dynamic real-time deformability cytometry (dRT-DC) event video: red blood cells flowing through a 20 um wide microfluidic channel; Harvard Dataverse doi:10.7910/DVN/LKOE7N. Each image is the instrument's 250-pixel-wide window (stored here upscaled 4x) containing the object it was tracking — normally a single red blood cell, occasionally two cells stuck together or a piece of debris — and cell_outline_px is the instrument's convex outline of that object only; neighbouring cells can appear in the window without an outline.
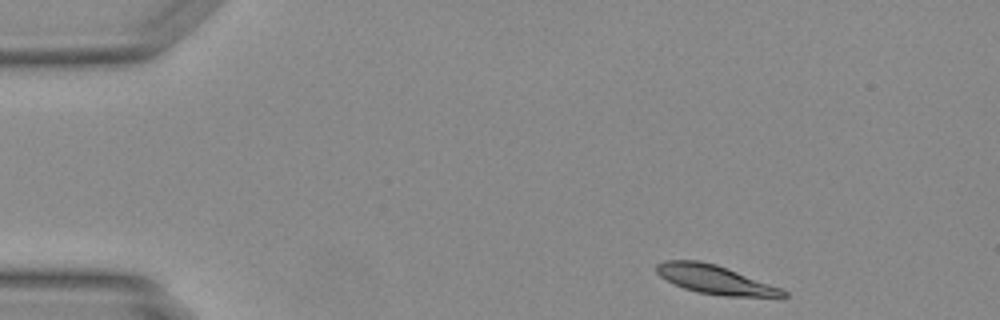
{"species": "Egyptian fruit bat (a non-hibernating species)", "species_latin": "Rousettus aegyptiacus", "temperature_condition": "warm", "stored_images_in_passage": 43, "camera_frame_rate_fps": 3000, "um_per_image_px": 0.085, "animal": {"sex": "female"}, "frame": {"image": 1, "passage_image": 1, "time_ms": 0.0, "image_size_px": [1000, 320], "cell_outline_px": [[788, 296], [780, 300], [724, 296], [696, 292], [684, 288], [660, 276], [656, 272], [656, 264], [664, 260], [700, 260], [716, 264], [728, 268], [780, 288], [788, 292]], "centroid_in_image_um": [60.91, 23.81], "position_along_channel_um": 24.1, "area_um2": 21.91}}
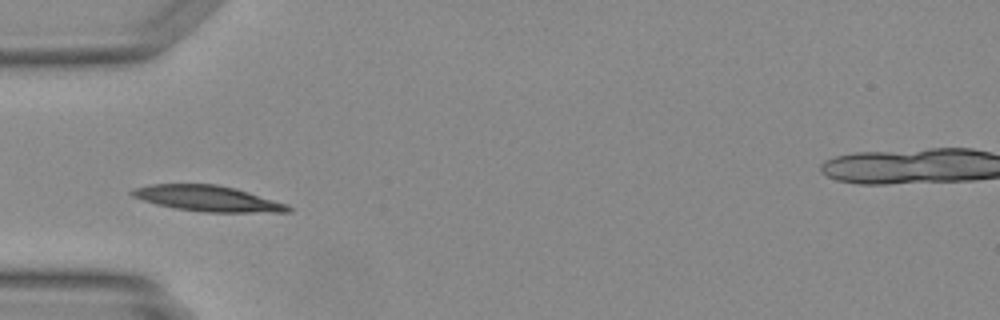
{"frame": {"image": 2, "passage_image": 10, "time_ms": 3.0, "image_size_px": [1000, 320], "cell_outline_px": [[292, 212], [204, 212], [172, 208], [156, 204], [132, 196], [128, 192], [132, 188], [148, 184], [216, 184], [236, 188], [288, 204], [292, 208]], "centroid_in_image_um": [17.64, 16.87], "position_along_channel_um": 67.4, "area_um2": 23.58}}
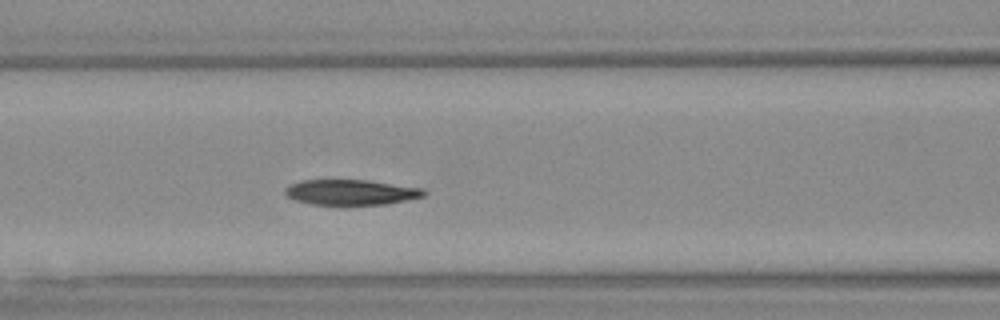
{"frame": {"image": 3, "passage_image": 15, "time_ms": 4.667, "image_size_px": [1000, 320], "cell_outline_px": [[428, 192], [424, 196], [384, 204], [308, 204], [296, 200], [288, 196], [284, 192], [284, 188], [288, 184], [304, 180], [368, 180], [424, 188]], "centroid_in_image_um": [29.82, 16.33], "position_along_channel_um": 136.8, "area_um2": 20.4}}